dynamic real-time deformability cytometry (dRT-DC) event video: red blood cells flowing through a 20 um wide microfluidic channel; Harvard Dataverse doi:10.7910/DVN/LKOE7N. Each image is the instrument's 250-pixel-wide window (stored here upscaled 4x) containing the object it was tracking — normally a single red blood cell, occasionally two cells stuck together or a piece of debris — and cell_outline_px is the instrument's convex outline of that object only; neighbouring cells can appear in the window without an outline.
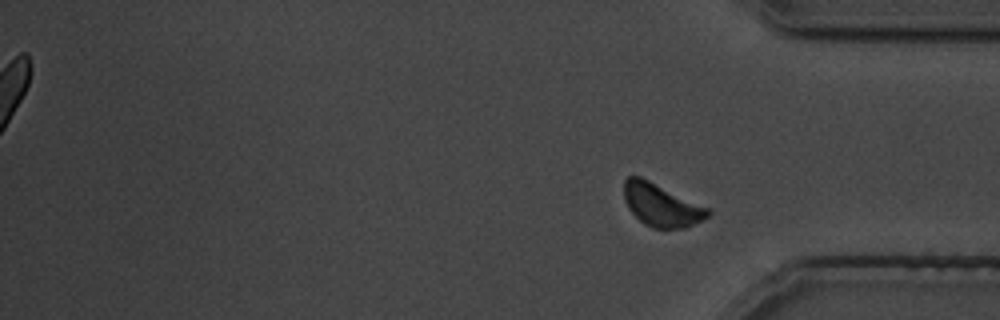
{"species": "common noctule bat (a hibernating species)", "species_latin": "Nyctalus noctula", "temperature_condition": "cold", "stored_images_in_passage": 31, "segment_of_instrument_passage": [2, 2], "camera_frame_rate_fps": 3000, "um_per_image_px": 0.085, "animal": {"sex": "male", "body_mass_g": 19.5, "forearm_length_mm": 54.6}, "frame": {"image": 1, "passage_image": 31, "time_ms": 36.333, "image_size_px": [1000, 320], "cell_outline_px": [[712, 212], [708, 216], [684, 228], [652, 228], [644, 224], [628, 208], [624, 200], [624, 180], [628, 176], [640, 176], [708, 208]], "centroid_in_image_um": [56.17, 17.42], "position_along_channel_um": 379.0, "area_um2": 20.52}}